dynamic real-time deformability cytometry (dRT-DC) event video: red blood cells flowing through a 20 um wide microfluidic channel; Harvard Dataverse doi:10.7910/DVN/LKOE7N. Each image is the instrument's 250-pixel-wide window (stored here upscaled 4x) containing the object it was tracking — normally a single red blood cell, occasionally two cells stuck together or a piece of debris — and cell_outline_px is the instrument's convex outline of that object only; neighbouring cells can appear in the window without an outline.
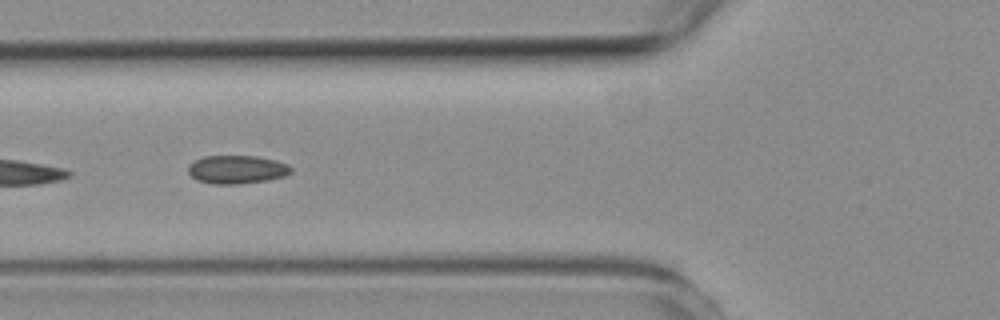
{"species": "common noctule bat (a hibernating species)", "species_latin": "Nyctalus noctula", "temperature_condition": "room temperature", "stored_images_in_passage": 9, "camera_frame_rate_fps": 3000, "um_per_image_px": 0.085, "animal": {"sex": "female", "body_mass_g": 19.3, "forearm_length_mm": 54.1}, "frame": {"image": 1, "passage_image": 6, "time_ms": 5.667, "image_size_px": [1000, 320], "cell_outline_px": [[292, 172], [284, 176], [268, 180], [240, 184], [212, 184], [196, 180], [188, 172], [188, 164], [204, 156], [256, 156], [276, 160], [288, 164], [292, 168]], "centroid_in_image_um": [20.14, 14.41], "position_along_channel_um": 105.7, "area_um2": 17.11}}
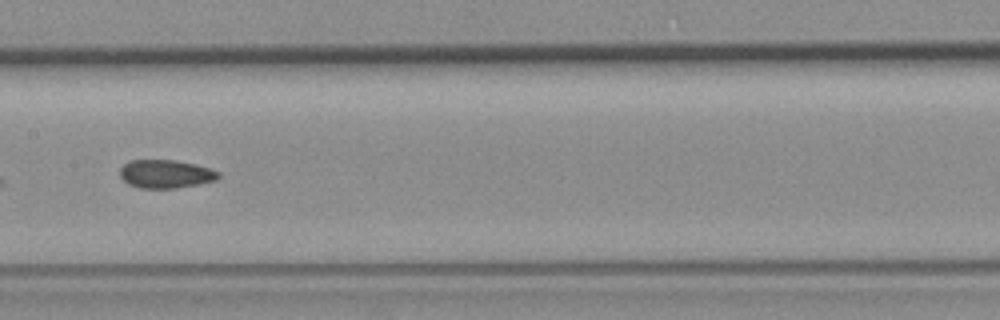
{"frame": {"image": 2, "passage_image": 8, "time_ms": 8.0, "image_size_px": [1000, 320], "cell_outline_px": [[220, 176], [216, 180], [176, 188], [140, 188], [128, 184], [120, 176], [120, 168], [128, 160], [176, 160], [196, 164], [220, 172]], "centroid_in_image_um": [14.06, 14.78], "position_along_channel_um": 193.3, "area_um2": 16.24}}
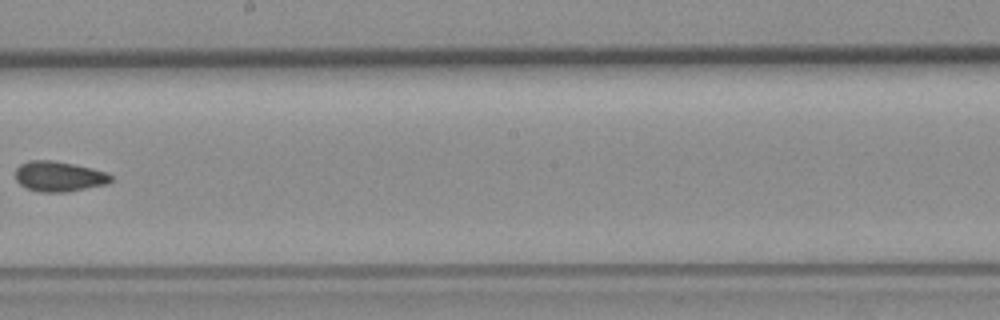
{"frame": {"image": 3, "passage_image": 9, "time_ms": 9.333, "image_size_px": [1000, 320], "cell_outline_px": [[112, 180], [108, 184], [64, 192], [40, 192], [28, 188], [20, 184], [16, 180], [16, 168], [20, 164], [28, 160], [52, 160], [92, 168], [108, 172], [112, 176]], "centroid_in_image_um": [5.02, 14.99], "position_along_channel_um": 243.2, "area_um2": 16.82}}